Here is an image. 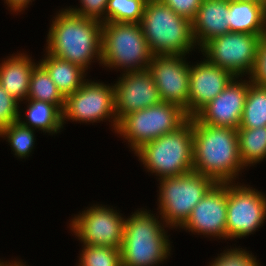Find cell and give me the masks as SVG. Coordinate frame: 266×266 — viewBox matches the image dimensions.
Wrapping results in <instances>:
<instances>
[{"label":"cell","instance_id":"obj_1","mask_svg":"<svg viewBox=\"0 0 266 266\" xmlns=\"http://www.w3.org/2000/svg\"><path fill=\"white\" fill-rule=\"evenodd\" d=\"M193 131V171L216 183H231L244 165L239 156L237 129L201 123L195 116Z\"/></svg>","mask_w":266,"mask_h":266},{"label":"cell","instance_id":"obj_2","mask_svg":"<svg viewBox=\"0 0 266 266\" xmlns=\"http://www.w3.org/2000/svg\"><path fill=\"white\" fill-rule=\"evenodd\" d=\"M54 18L47 35V53L85 71L94 57L102 63V22L72 13L68 8Z\"/></svg>","mask_w":266,"mask_h":266},{"label":"cell","instance_id":"obj_3","mask_svg":"<svg viewBox=\"0 0 266 266\" xmlns=\"http://www.w3.org/2000/svg\"><path fill=\"white\" fill-rule=\"evenodd\" d=\"M141 26L153 55H186L197 46L192 22L160 0H147Z\"/></svg>","mask_w":266,"mask_h":266},{"label":"cell","instance_id":"obj_4","mask_svg":"<svg viewBox=\"0 0 266 266\" xmlns=\"http://www.w3.org/2000/svg\"><path fill=\"white\" fill-rule=\"evenodd\" d=\"M162 226L148 211H137L125 219L122 266H154L168 258L170 240Z\"/></svg>","mask_w":266,"mask_h":266},{"label":"cell","instance_id":"obj_5","mask_svg":"<svg viewBox=\"0 0 266 266\" xmlns=\"http://www.w3.org/2000/svg\"><path fill=\"white\" fill-rule=\"evenodd\" d=\"M135 154L148 171L161 178L180 176L193 171V131L189 118L176 131L142 145Z\"/></svg>","mask_w":266,"mask_h":266},{"label":"cell","instance_id":"obj_6","mask_svg":"<svg viewBox=\"0 0 266 266\" xmlns=\"http://www.w3.org/2000/svg\"><path fill=\"white\" fill-rule=\"evenodd\" d=\"M101 42V62L105 67L126 68L124 72L148 69L153 54L141 23H103Z\"/></svg>","mask_w":266,"mask_h":266},{"label":"cell","instance_id":"obj_7","mask_svg":"<svg viewBox=\"0 0 266 266\" xmlns=\"http://www.w3.org/2000/svg\"><path fill=\"white\" fill-rule=\"evenodd\" d=\"M159 180L161 185L158 200L161 220L166 222V227L169 225L172 228L181 227L193 208L216 184L212 178L194 171Z\"/></svg>","mask_w":266,"mask_h":266},{"label":"cell","instance_id":"obj_8","mask_svg":"<svg viewBox=\"0 0 266 266\" xmlns=\"http://www.w3.org/2000/svg\"><path fill=\"white\" fill-rule=\"evenodd\" d=\"M189 117L174 103L160 102L126 115L116 130L130 142L133 151L164 134L176 131Z\"/></svg>","mask_w":266,"mask_h":266},{"label":"cell","instance_id":"obj_9","mask_svg":"<svg viewBox=\"0 0 266 266\" xmlns=\"http://www.w3.org/2000/svg\"><path fill=\"white\" fill-rule=\"evenodd\" d=\"M262 36L229 32L210 39L200 49L210 63L242 77L254 68Z\"/></svg>","mask_w":266,"mask_h":266},{"label":"cell","instance_id":"obj_10","mask_svg":"<svg viewBox=\"0 0 266 266\" xmlns=\"http://www.w3.org/2000/svg\"><path fill=\"white\" fill-rule=\"evenodd\" d=\"M105 118L113 119L112 124L114 123L116 131L119 123L115 113L113 85L87 80L78 90L65 97L62 124L66 119L93 123Z\"/></svg>","mask_w":266,"mask_h":266},{"label":"cell","instance_id":"obj_11","mask_svg":"<svg viewBox=\"0 0 266 266\" xmlns=\"http://www.w3.org/2000/svg\"><path fill=\"white\" fill-rule=\"evenodd\" d=\"M265 217V195L252 187L227 183V239L252 234L264 223Z\"/></svg>","mask_w":266,"mask_h":266},{"label":"cell","instance_id":"obj_12","mask_svg":"<svg viewBox=\"0 0 266 266\" xmlns=\"http://www.w3.org/2000/svg\"><path fill=\"white\" fill-rule=\"evenodd\" d=\"M125 219L104 206H92L72 219L70 229L84 245L121 248Z\"/></svg>","mask_w":266,"mask_h":266},{"label":"cell","instance_id":"obj_13","mask_svg":"<svg viewBox=\"0 0 266 266\" xmlns=\"http://www.w3.org/2000/svg\"><path fill=\"white\" fill-rule=\"evenodd\" d=\"M185 55H153L148 66L162 102L174 103L188 116L189 69Z\"/></svg>","mask_w":266,"mask_h":266},{"label":"cell","instance_id":"obj_14","mask_svg":"<svg viewBox=\"0 0 266 266\" xmlns=\"http://www.w3.org/2000/svg\"><path fill=\"white\" fill-rule=\"evenodd\" d=\"M114 84L115 113L118 123L128 114L162 102L148 69L125 72Z\"/></svg>","mask_w":266,"mask_h":266},{"label":"cell","instance_id":"obj_15","mask_svg":"<svg viewBox=\"0 0 266 266\" xmlns=\"http://www.w3.org/2000/svg\"><path fill=\"white\" fill-rule=\"evenodd\" d=\"M227 183H216L191 211L181 226L186 230L227 238Z\"/></svg>","mask_w":266,"mask_h":266},{"label":"cell","instance_id":"obj_16","mask_svg":"<svg viewBox=\"0 0 266 266\" xmlns=\"http://www.w3.org/2000/svg\"><path fill=\"white\" fill-rule=\"evenodd\" d=\"M237 78L234 77L215 99L195 115L201 123L238 129L248 93L249 81L239 80L238 82Z\"/></svg>","mask_w":266,"mask_h":266},{"label":"cell","instance_id":"obj_17","mask_svg":"<svg viewBox=\"0 0 266 266\" xmlns=\"http://www.w3.org/2000/svg\"><path fill=\"white\" fill-rule=\"evenodd\" d=\"M235 76L207 59L189 69L188 117L215 99Z\"/></svg>","mask_w":266,"mask_h":266},{"label":"cell","instance_id":"obj_18","mask_svg":"<svg viewBox=\"0 0 266 266\" xmlns=\"http://www.w3.org/2000/svg\"><path fill=\"white\" fill-rule=\"evenodd\" d=\"M229 33V0H202L192 34L200 48L210 39Z\"/></svg>","mask_w":266,"mask_h":266},{"label":"cell","instance_id":"obj_19","mask_svg":"<svg viewBox=\"0 0 266 266\" xmlns=\"http://www.w3.org/2000/svg\"><path fill=\"white\" fill-rule=\"evenodd\" d=\"M36 66L28 55L18 54L0 64V84L17 101L27 100L32 70Z\"/></svg>","mask_w":266,"mask_h":266},{"label":"cell","instance_id":"obj_20","mask_svg":"<svg viewBox=\"0 0 266 266\" xmlns=\"http://www.w3.org/2000/svg\"><path fill=\"white\" fill-rule=\"evenodd\" d=\"M229 32L266 35V14L262 3L229 1Z\"/></svg>","mask_w":266,"mask_h":266},{"label":"cell","instance_id":"obj_21","mask_svg":"<svg viewBox=\"0 0 266 266\" xmlns=\"http://www.w3.org/2000/svg\"><path fill=\"white\" fill-rule=\"evenodd\" d=\"M39 64L47 71L64 97L74 93L86 81L84 69L49 53Z\"/></svg>","mask_w":266,"mask_h":266},{"label":"cell","instance_id":"obj_22","mask_svg":"<svg viewBox=\"0 0 266 266\" xmlns=\"http://www.w3.org/2000/svg\"><path fill=\"white\" fill-rule=\"evenodd\" d=\"M29 102L28 109L26 110V119L28 122L19 121L29 128H38L43 132L58 133L63 128L62 124V111L54 104L44 101H36L27 99ZM29 123V124H28Z\"/></svg>","mask_w":266,"mask_h":266},{"label":"cell","instance_id":"obj_23","mask_svg":"<svg viewBox=\"0 0 266 266\" xmlns=\"http://www.w3.org/2000/svg\"><path fill=\"white\" fill-rule=\"evenodd\" d=\"M239 156L245 166L259 163L266 158V126L260 128H238Z\"/></svg>","mask_w":266,"mask_h":266},{"label":"cell","instance_id":"obj_24","mask_svg":"<svg viewBox=\"0 0 266 266\" xmlns=\"http://www.w3.org/2000/svg\"><path fill=\"white\" fill-rule=\"evenodd\" d=\"M266 126V87L249 80L248 93L238 128H260Z\"/></svg>","mask_w":266,"mask_h":266},{"label":"cell","instance_id":"obj_25","mask_svg":"<svg viewBox=\"0 0 266 266\" xmlns=\"http://www.w3.org/2000/svg\"><path fill=\"white\" fill-rule=\"evenodd\" d=\"M27 99L52 103L61 111L65 103V97L39 63L32 70Z\"/></svg>","mask_w":266,"mask_h":266},{"label":"cell","instance_id":"obj_26","mask_svg":"<svg viewBox=\"0 0 266 266\" xmlns=\"http://www.w3.org/2000/svg\"><path fill=\"white\" fill-rule=\"evenodd\" d=\"M147 0H108L105 23H141Z\"/></svg>","mask_w":266,"mask_h":266},{"label":"cell","instance_id":"obj_27","mask_svg":"<svg viewBox=\"0 0 266 266\" xmlns=\"http://www.w3.org/2000/svg\"><path fill=\"white\" fill-rule=\"evenodd\" d=\"M34 129L24 126L19 120L9 125L0 132V137H6L11 144L16 156L25 158L28 156L34 145Z\"/></svg>","mask_w":266,"mask_h":266},{"label":"cell","instance_id":"obj_28","mask_svg":"<svg viewBox=\"0 0 266 266\" xmlns=\"http://www.w3.org/2000/svg\"><path fill=\"white\" fill-rule=\"evenodd\" d=\"M79 266H122L121 252L108 246L84 245Z\"/></svg>","mask_w":266,"mask_h":266},{"label":"cell","instance_id":"obj_29","mask_svg":"<svg viewBox=\"0 0 266 266\" xmlns=\"http://www.w3.org/2000/svg\"><path fill=\"white\" fill-rule=\"evenodd\" d=\"M210 266H261L245 249L233 248L220 254Z\"/></svg>","mask_w":266,"mask_h":266},{"label":"cell","instance_id":"obj_30","mask_svg":"<svg viewBox=\"0 0 266 266\" xmlns=\"http://www.w3.org/2000/svg\"><path fill=\"white\" fill-rule=\"evenodd\" d=\"M19 102L13 98L0 84V132L21 116L18 111Z\"/></svg>","mask_w":266,"mask_h":266},{"label":"cell","instance_id":"obj_31","mask_svg":"<svg viewBox=\"0 0 266 266\" xmlns=\"http://www.w3.org/2000/svg\"><path fill=\"white\" fill-rule=\"evenodd\" d=\"M82 7L69 8L68 10L77 15L98 20L105 23V12L108 0H80ZM103 15V18H101Z\"/></svg>","mask_w":266,"mask_h":266},{"label":"cell","instance_id":"obj_32","mask_svg":"<svg viewBox=\"0 0 266 266\" xmlns=\"http://www.w3.org/2000/svg\"><path fill=\"white\" fill-rule=\"evenodd\" d=\"M250 75L249 79L252 83L266 87V35L261 38L254 68Z\"/></svg>","mask_w":266,"mask_h":266},{"label":"cell","instance_id":"obj_33","mask_svg":"<svg viewBox=\"0 0 266 266\" xmlns=\"http://www.w3.org/2000/svg\"><path fill=\"white\" fill-rule=\"evenodd\" d=\"M170 7L176 14L189 19H195L202 0H160Z\"/></svg>","mask_w":266,"mask_h":266},{"label":"cell","instance_id":"obj_34","mask_svg":"<svg viewBox=\"0 0 266 266\" xmlns=\"http://www.w3.org/2000/svg\"><path fill=\"white\" fill-rule=\"evenodd\" d=\"M30 1L31 0H6L5 3H7L11 10L21 12L24 10L23 8L27 7V4L30 3Z\"/></svg>","mask_w":266,"mask_h":266},{"label":"cell","instance_id":"obj_35","mask_svg":"<svg viewBox=\"0 0 266 266\" xmlns=\"http://www.w3.org/2000/svg\"><path fill=\"white\" fill-rule=\"evenodd\" d=\"M21 264L22 263L20 261L19 262L14 261V263H8V264L7 262L4 263L0 261V266H20Z\"/></svg>","mask_w":266,"mask_h":266},{"label":"cell","instance_id":"obj_36","mask_svg":"<svg viewBox=\"0 0 266 266\" xmlns=\"http://www.w3.org/2000/svg\"><path fill=\"white\" fill-rule=\"evenodd\" d=\"M237 1H252V2H257V3H262V0H237Z\"/></svg>","mask_w":266,"mask_h":266},{"label":"cell","instance_id":"obj_37","mask_svg":"<svg viewBox=\"0 0 266 266\" xmlns=\"http://www.w3.org/2000/svg\"><path fill=\"white\" fill-rule=\"evenodd\" d=\"M262 5H263L264 12L266 14V0H262Z\"/></svg>","mask_w":266,"mask_h":266}]
</instances>
